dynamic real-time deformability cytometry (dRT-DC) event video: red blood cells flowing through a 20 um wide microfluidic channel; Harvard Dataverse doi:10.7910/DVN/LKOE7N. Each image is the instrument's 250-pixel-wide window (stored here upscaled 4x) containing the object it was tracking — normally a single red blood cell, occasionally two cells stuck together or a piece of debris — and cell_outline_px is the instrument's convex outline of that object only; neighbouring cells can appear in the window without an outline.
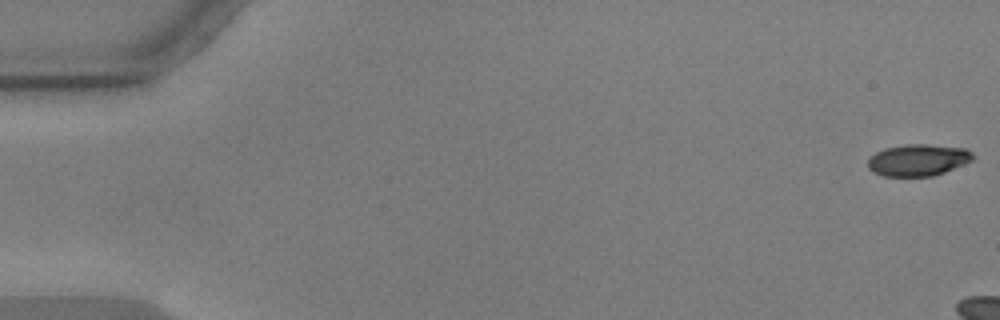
{"species": "common noctule bat (a hibernating species)", "species_latin": "Nyctalus noctula", "temperature_condition": "warm", "stored_images_in_passage": 18, "camera_frame_rate_fps": 3000, "um_per_image_px": 0.085, "animal": {"sex": "male", "body_mass_g": 17.9, "forearm_length_mm": 54.2}, "frame": {"image": 1, "passage_image": 1, "time_ms": 0.0, "image_size_px": [1000, 320], "cell_outline_px": [[972, 160], [964, 164], [944, 172], [932, 176], [884, 176], [872, 172], [868, 168], [868, 160], [876, 152], [884, 148], [908, 144], [924, 144], [964, 148], [972, 152]], "centroid_in_image_um": [78.0, 13.61], "position_along_channel_um": 7.0, "area_um2": 19.25}}
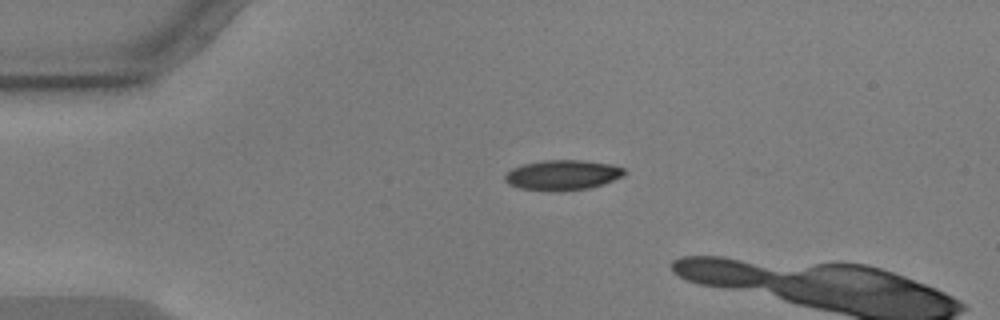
{"frame": {"image": 2, "passage_image": 13, "time_ms": 4.0, "image_size_px": [1000, 320], "cell_outline_px": [[628, 172], [624, 176], [604, 184], [588, 188], [520, 188], [508, 184], [504, 180], [504, 176], [512, 168], [524, 164], [544, 160], [584, 160], [612, 164], [624, 168]], "centroid_in_image_um": [47.89, 14.82], "position_along_channel_um": 37.1, "area_um2": 20.23}}